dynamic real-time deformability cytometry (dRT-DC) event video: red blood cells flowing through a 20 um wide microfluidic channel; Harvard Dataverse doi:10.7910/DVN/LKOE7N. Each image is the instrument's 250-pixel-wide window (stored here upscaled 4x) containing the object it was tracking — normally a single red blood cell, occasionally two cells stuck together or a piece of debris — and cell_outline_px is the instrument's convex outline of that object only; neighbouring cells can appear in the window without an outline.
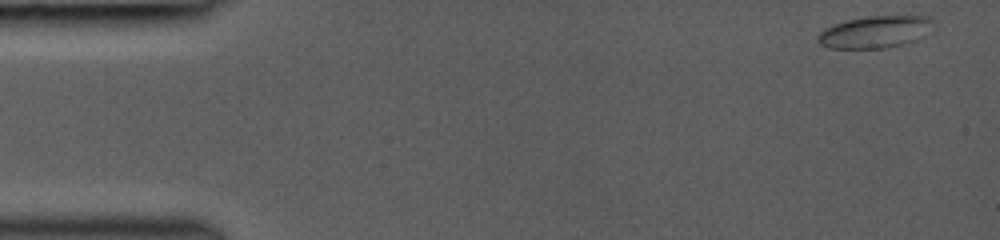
{"species": "common noctule bat (a hibernating species)", "species_latin": "Nyctalus noctula", "temperature_condition": "room temperature", "stored_images_in_passage": 22, "camera_frame_rate_fps": 3000, "um_per_image_px": 0.085, "animal": {"sex": "female", "body_mass_g": 19.0, "forearm_length_mm": 53.3}, "frame": {"image": 1, "passage_image": 1, "time_ms": 0.0, "image_size_px": [1000, 240], "cell_outline_px": [[936, 24], [932, 32], [916, 40], [904, 44], [888, 48], [828, 48], [820, 44], [816, 40], [816, 36], [824, 28], [848, 20], [868, 16], [932, 16]], "centroid_in_image_um": [74.47, 2.71], "position_along_channel_um": 10.5, "area_um2": 22.02}}
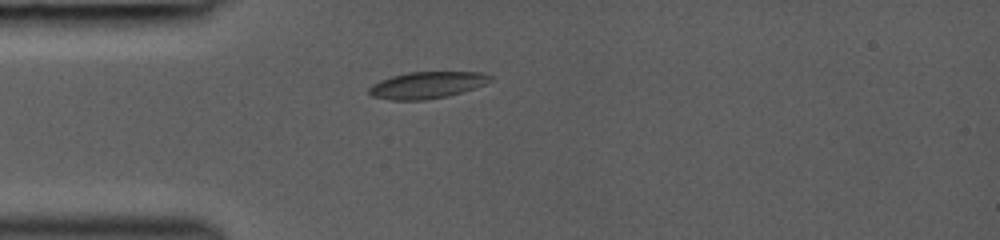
{"frame": {"image": 2, "passage_image": 15, "time_ms": 3.667, "image_size_px": [1000, 240], "cell_outline_px": [[492, 80], [484, 84], [448, 96], [424, 100], [388, 100], [372, 96], [368, 92], [368, 88], [372, 84], [380, 80], [392, 76], [408, 72], [480, 72], [492, 76]], "centroid_in_image_um": [36.24, 7.23], "position_along_channel_um": 48.8, "area_um2": 18.79}}
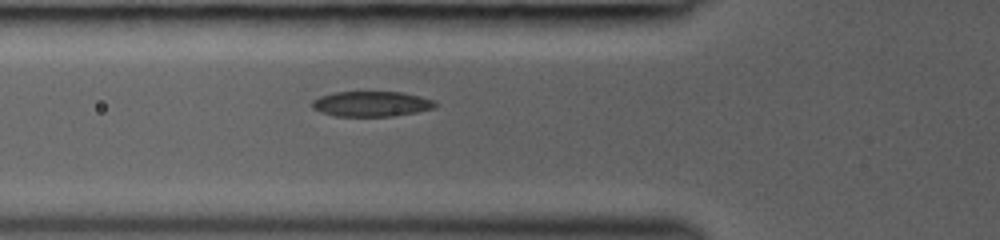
{"frame": {"image": 3, "passage_image": 20, "time_ms": 5.0, "image_size_px": [1000, 240], "cell_outline_px": [[436, 108], [416, 112], [392, 116], [332, 116], [320, 112], [312, 108], [312, 100], [320, 96], [336, 92], [400, 92], [420, 96], [436, 100]], "centroid_in_image_um": [31.57, 8.83], "position_along_channel_um": 94.2, "area_um2": 18.21}}